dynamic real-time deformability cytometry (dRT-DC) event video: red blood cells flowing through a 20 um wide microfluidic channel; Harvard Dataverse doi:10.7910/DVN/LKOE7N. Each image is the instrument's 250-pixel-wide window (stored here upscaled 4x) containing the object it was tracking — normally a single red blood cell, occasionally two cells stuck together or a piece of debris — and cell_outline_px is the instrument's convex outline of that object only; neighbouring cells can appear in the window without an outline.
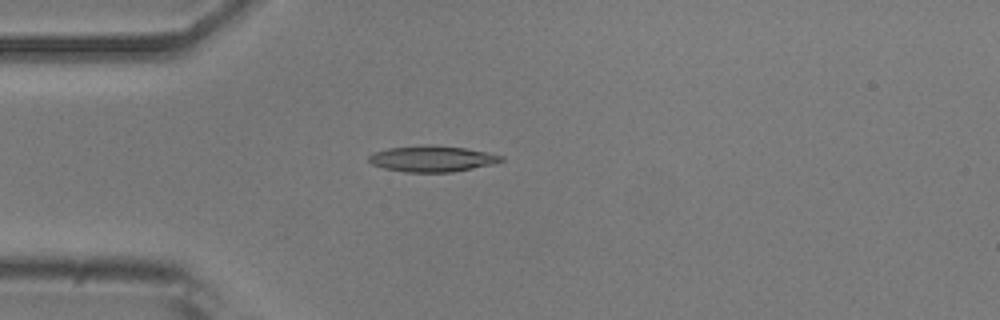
{"species": "common noctule bat (a hibernating species)", "species_latin": "Nyctalus noctula", "temperature_condition": "room temperature", "stored_images_in_passage": 2, "camera_frame_rate_fps": 3000, "um_per_image_px": 0.085, "animal": {"sex": "male", "body_mass_g": 20.5, "forearm_length_mm": 52.5}, "frame": {"image": 1, "passage_image": 2, "time_ms": 0.333, "image_size_px": [1000, 320], "cell_outline_px": [[504, 160], [496, 164], [452, 172], [404, 172], [384, 168], [372, 164], [368, 160], [368, 156], [376, 152], [388, 148], [428, 144], [436, 144], [464, 148], [488, 152], [504, 156]], "centroid_in_image_um": [36.78, 13.49], "position_along_channel_um": 48.2, "area_um2": 20.29}}